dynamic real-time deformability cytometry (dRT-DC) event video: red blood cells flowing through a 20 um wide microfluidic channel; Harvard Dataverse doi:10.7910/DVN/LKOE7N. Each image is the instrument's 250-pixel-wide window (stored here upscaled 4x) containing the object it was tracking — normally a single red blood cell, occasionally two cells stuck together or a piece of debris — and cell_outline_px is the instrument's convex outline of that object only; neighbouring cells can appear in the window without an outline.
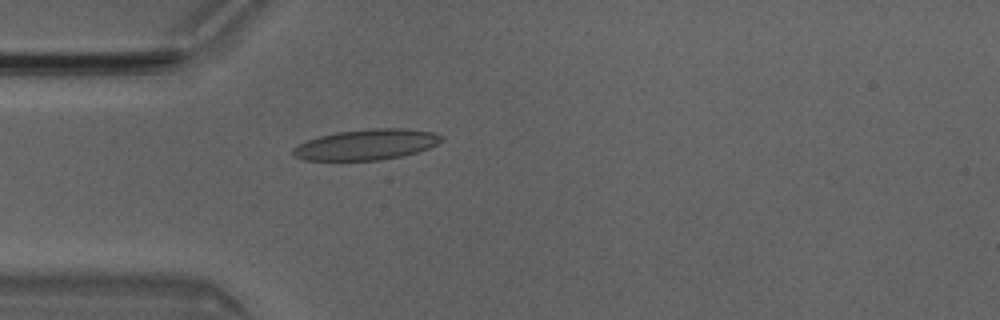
{"species": "Egyptian fruit bat (a non-hibernating species)", "species_latin": "Rousettus aegyptiacus", "temperature_condition": "room temperature", "stored_images_in_passage": 4, "camera_frame_rate_fps": 3000, "um_per_image_px": 0.085, "animal": {"sex": "male"}, "frame": {"image": 1, "passage_image": 4, "time_ms": 1.0, "image_size_px": [1000, 320], "cell_outline_px": [[444, 140], [428, 148], [416, 152], [400, 156], [380, 160], [304, 160], [296, 156], [292, 152], [292, 148], [308, 140], [320, 136], [336, 132], [372, 128], [400, 128], [432, 132], [444, 136]], "centroid_in_image_um": [31.16, 12.28], "position_along_channel_um": 53.8, "area_um2": 26.24}}